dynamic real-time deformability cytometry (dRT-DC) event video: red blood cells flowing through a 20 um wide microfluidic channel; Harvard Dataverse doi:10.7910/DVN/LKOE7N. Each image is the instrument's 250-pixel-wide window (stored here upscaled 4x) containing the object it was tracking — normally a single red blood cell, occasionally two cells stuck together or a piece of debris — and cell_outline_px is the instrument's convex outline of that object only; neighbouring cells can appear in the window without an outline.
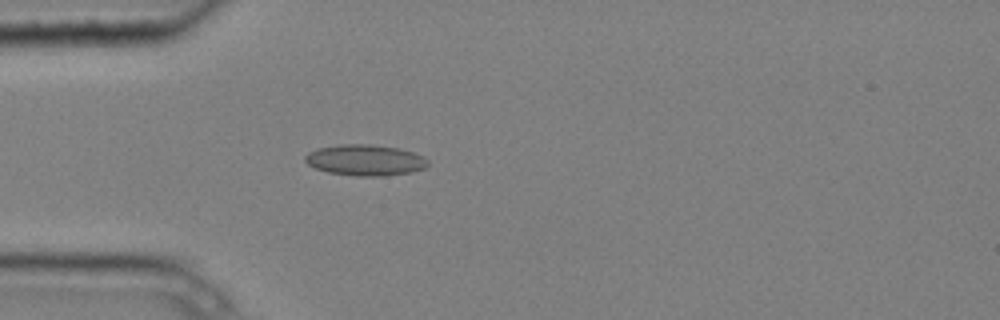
{"species": "common noctule bat (a hibernating species)", "species_latin": "Nyctalus noctula", "temperature_condition": "cold", "stored_images_in_passage": 4, "camera_frame_rate_fps": 3000, "um_per_image_px": 0.085, "animal": {"sex": "male", "body_mass_g": 20.4}, "frame": {"image": 1, "passage_image": 4, "time_ms": 1.0, "image_size_px": [1000, 320], "cell_outline_px": [[428, 164], [424, 168], [412, 172], [384, 176], [356, 176], [328, 172], [316, 168], [308, 164], [304, 160], [304, 156], [308, 152], [316, 148], [340, 144], [372, 144], [400, 148], [424, 156], [428, 160]], "centroid_in_image_um": [31.04, 13.6], "position_along_channel_um": 54.0, "area_um2": 22.37}}